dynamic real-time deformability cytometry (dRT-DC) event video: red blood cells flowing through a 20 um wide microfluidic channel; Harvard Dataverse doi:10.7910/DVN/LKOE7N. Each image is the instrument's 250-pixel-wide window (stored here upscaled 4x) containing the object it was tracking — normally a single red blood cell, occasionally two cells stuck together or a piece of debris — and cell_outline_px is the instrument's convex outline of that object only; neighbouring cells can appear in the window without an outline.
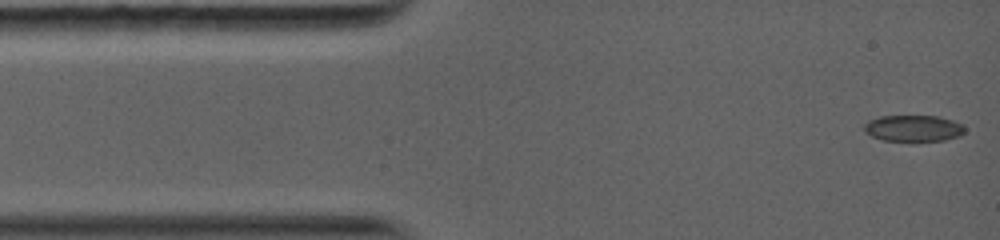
{"species": "common noctule bat (a hibernating species)", "species_latin": "Nyctalus noctula", "temperature_condition": "warm", "stored_images_in_passage": 39, "camera_frame_rate_fps": 5000, "um_per_image_px": 0.085, "animal": {"sex": "female", "body_mass_g": 19.0, "forearm_length_mm": 56.7}, "frame": {"image": 1, "passage_image": 1, "time_ms": 0.0, "image_size_px": [1000, 240], "cell_outline_px": [[964, 132], [960, 136], [944, 140], [884, 140], [872, 136], [864, 132], [864, 124], [868, 120], [880, 116], [936, 116], [952, 120], [960, 124], [964, 128]], "centroid_in_image_um": [77.6, 10.89], "position_along_channel_um": 7.4, "area_um2": 15.2}}
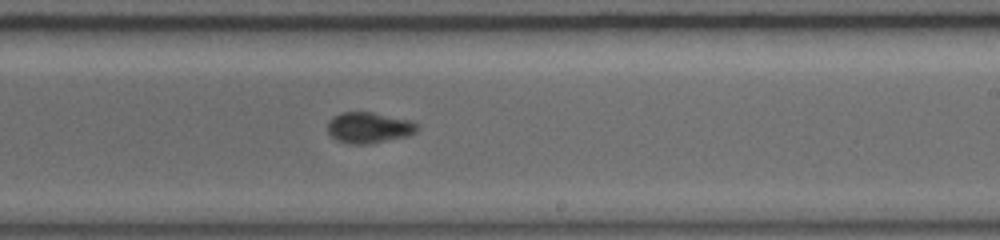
{"frame": {"image": 2, "passage_image": 17, "time_ms": 7.8, "image_size_px": [1000, 240], "cell_outline_px": [[420, 128], [416, 132], [408, 136], [368, 144], [348, 144], [336, 140], [328, 132], [328, 120], [332, 116], [340, 112], [372, 112], [412, 120], [420, 124]], "centroid_in_image_um": [31.38, 10.84], "position_along_channel_um": 257.6, "area_um2": 16.47}}
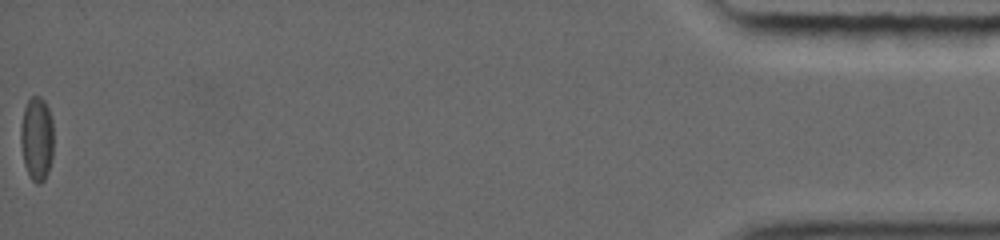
{"frame": {"image": 3, "passage_image": 39, "time_ms": 15.4, "image_size_px": [1000, 240], "cell_outline_px": [[52, 160], [48, 172], [44, 180], [40, 184], [36, 184], [32, 180], [24, 164], [20, 144], [20, 124], [24, 108], [28, 100], [32, 96], [40, 96], [44, 100], [48, 108], [52, 120]], "centroid_in_image_um": [3.11, 11.79], "position_along_channel_um": 432.1, "area_um2": 16.24}, "authors_computed_cell_mechanics": {"area_um2": 16.0106, "velocity_mm_per_s": 4.1511, "shape_relaxation_time_tau1_ms": null, "shape_relaxation_time_tau2_ms": 2.0799, "deformation_change_tau1": null, "deformation_change_tau2": 0.0446}}